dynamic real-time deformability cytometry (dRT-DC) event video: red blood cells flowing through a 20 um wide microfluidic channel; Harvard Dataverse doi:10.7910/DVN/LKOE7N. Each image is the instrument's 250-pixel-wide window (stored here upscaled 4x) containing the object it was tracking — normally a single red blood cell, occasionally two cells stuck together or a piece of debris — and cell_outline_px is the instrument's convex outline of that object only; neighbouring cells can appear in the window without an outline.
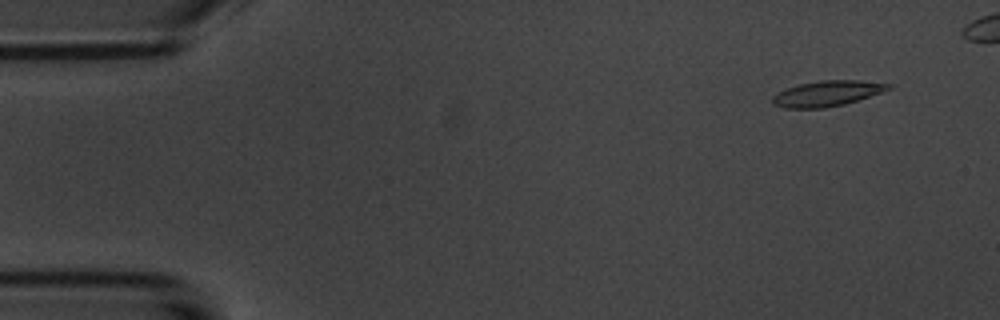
{"species": "common noctule bat (a hibernating species)", "species_latin": "Nyctalus noctula", "temperature_condition": "room temperature", "stored_images_in_passage": 6, "camera_frame_rate_fps": 3000, "um_per_image_px": 0.085, "animal": {"sex": "male", "body_mass_g": 20.1, "forearm_length_mm": 53.5}, "frame": {"image": 1, "passage_image": 2, "time_ms": 1.0, "image_size_px": [1000, 320], "cell_outline_px": [[892, 88], [844, 104], [824, 108], [784, 108], [772, 104], [772, 96], [788, 88], [800, 84], [820, 80], [860, 80], [892, 84]], "centroid_in_image_um": [70.29, 7.94], "position_along_channel_um": 14.7, "area_um2": 16.99}}